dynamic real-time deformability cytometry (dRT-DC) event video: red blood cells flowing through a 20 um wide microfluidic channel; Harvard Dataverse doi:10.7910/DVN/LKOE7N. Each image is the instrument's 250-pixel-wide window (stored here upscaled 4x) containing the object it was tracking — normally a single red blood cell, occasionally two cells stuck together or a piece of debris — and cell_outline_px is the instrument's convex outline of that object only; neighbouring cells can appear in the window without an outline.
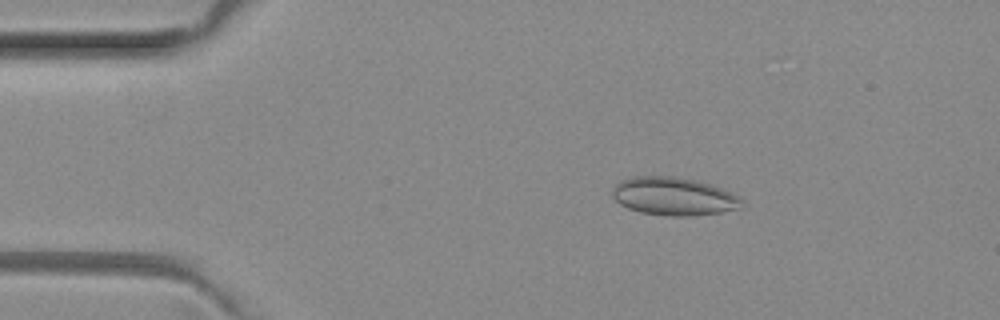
{"species": "common noctule bat (a hibernating species)", "species_latin": "Nyctalus noctula", "temperature_condition": "room temperature", "stored_images_in_passage": 5, "camera_frame_rate_fps": 3000, "um_per_image_px": 0.085, "animal": {"sex": "female", "body_mass_g": 29.2, "forearm_length_mm": 56.3}, "frame": {"image": 1, "passage_image": 2, "time_ms": 0.333, "image_size_px": [1000, 320], "cell_outline_px": [[744, 204], [740, 208], [720, 212], [692, 216], [672, 216], [640, 212], [628, 208], [620, 204], [612, 196], [612, 188], [620, 180], [632, 176], [672, 176], [692, 180], [708, 184], [720, 188], [740, 196], [744, 200]], "centroid_in_image_um": [57.25, 16.69], "position_along_channel_um": 27.7, "area_um2": 28.67}}
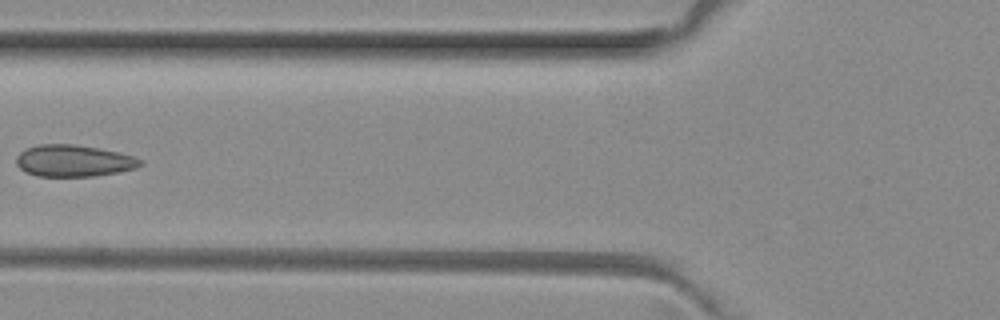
{"frame": {"image": 2, "passage_image": 5, "time_ms": 1.333, "image_size_px": [1000, 320], "cell_outline_px": [[144, 164], [136, 168], [120, 172], [96, 176], [36, 176], [24, 172], [16, 164], [16, 156], [20, 152], [28, 148], [40, 144], [72, 144], [96, 148], [116, 152], [132, 156], [144, 160]], "centroid_in_image_um": [6.26, 13.68], "position_along_channel_um": 119.5, "area_um2": 22.95}}